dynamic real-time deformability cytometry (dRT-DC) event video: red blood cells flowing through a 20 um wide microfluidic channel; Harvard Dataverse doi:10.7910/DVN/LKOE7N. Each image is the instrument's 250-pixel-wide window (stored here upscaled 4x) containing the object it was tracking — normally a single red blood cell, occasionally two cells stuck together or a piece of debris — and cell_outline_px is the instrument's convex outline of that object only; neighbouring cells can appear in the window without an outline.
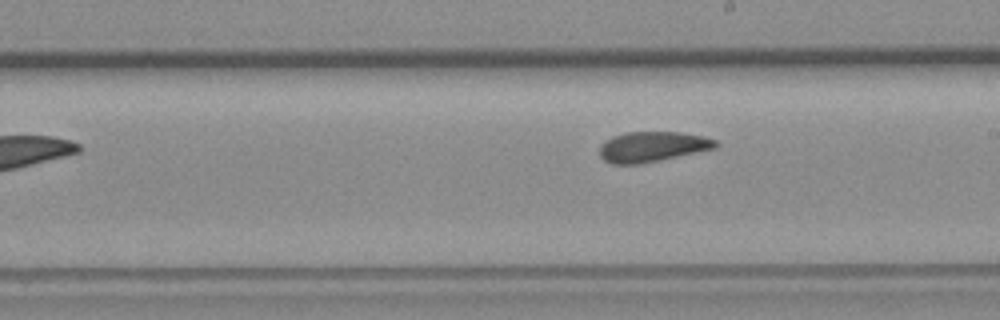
{"species": "common noctule bat (a hibernating species)", "species_latin": "Nyctalus noctula", "temperature_condition": "room temperature", "stored_images_in_passage": 8, "camera_frame_rate_fps": 3000, "um_per_image_px": 0.085, "animal": {"sex": "female", "body_mass_g": 19.3, "forearm_length_mm": 54.1}, "frame": {"image": 1, "passage_image": 8, "time_ms": 2.333, "image_size_px": [1000, 320], "cell_outline_px": [[720, 144], [716, 148], [636, 164], [612, 164], [604, 160], [600, 156], [600, 144], [612, 136], [624, 132], [680, 132], [704, 136], [716, 140]], "centroid_in_image_um": [55.43, 12.45], "position_along_channel_um": 233.6, "area_um2": 20.29}}